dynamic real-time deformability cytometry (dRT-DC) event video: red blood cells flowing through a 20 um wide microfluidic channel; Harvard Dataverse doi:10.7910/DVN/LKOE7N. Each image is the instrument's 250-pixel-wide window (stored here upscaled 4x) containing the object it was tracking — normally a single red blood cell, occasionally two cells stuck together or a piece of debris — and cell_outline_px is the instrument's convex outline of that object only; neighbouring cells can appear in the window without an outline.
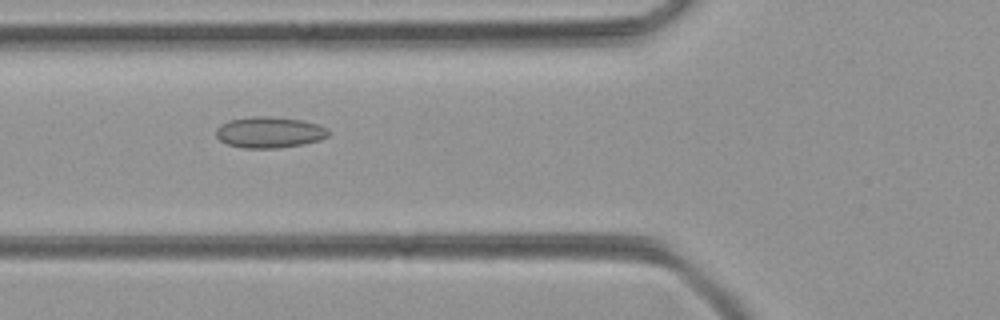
{"species": "common noctule bat (a hibernating species)", "species_latin": "Nyctalus noctula", "temperature_condition": "room temperature", "stored_images_in_passage": 37, "camera_frame_rate_fps": 3000, "um_per_image_px": 0.085, "animal": {"sex": "female", "body_mass_g": 21.9}, "frame": {"image": 1, "passage_image": 6, "time_ms": 1.667, "image_size_px": [1000, 320], "cell_outline_px": [[328, 136], [320, 140], [304, 144], [280, 148], [244, 148], [228, 144], [220, 140], [216, 136], [216, 128], [220, 124], [228, 120], [252, 116], [272, 116], [304, 120], [328, 128]], "centroid_in_image_um": [22.9, 11.24], "position_along_channel_um": 102.9, "area_um2": 20.58}}
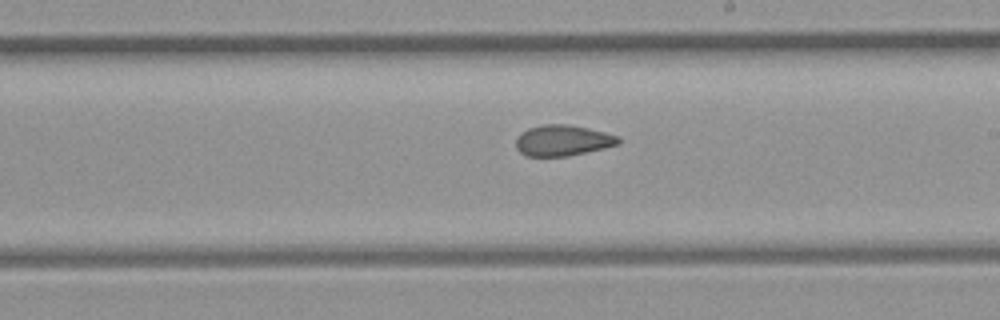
{"frame": {"image": 2, "passage_image": 16, "time_ms": 5.0, "image_size_px": [1000, 320], "cell_outline_px": [[620, 144], [604, 148], [568, 156], [524, 156], [516, 148], [516, 136], [520, 132], [528, 128], [544, 124], [568, 124], [588, 128], [620, 136]], "centroid_in_image_um": [47.81, 11.93], "position_along_channel_um": 241.2, "area_um2": 18.61}}
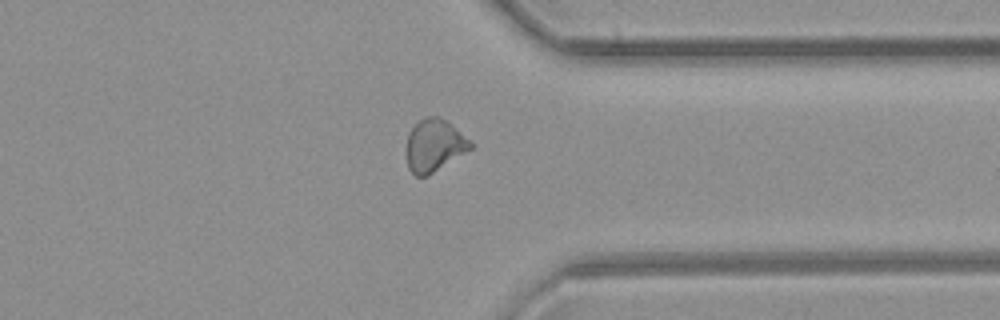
{"frame": {"image": 3, "passage_image": 26, "time_ms": 8.333, "image_size_px": [1000, 320], "cell_outline_px": [[476, 144], [472, 148], [428, 176], [416, 176], [408, 168], [408, 132], [424, 116], [436, 116], [452, 124], [472, 140]], "centroid_in_image_um": [36.97, 12.35], "position_along_channel_um": 374.4, "area_um2": 19.48}}